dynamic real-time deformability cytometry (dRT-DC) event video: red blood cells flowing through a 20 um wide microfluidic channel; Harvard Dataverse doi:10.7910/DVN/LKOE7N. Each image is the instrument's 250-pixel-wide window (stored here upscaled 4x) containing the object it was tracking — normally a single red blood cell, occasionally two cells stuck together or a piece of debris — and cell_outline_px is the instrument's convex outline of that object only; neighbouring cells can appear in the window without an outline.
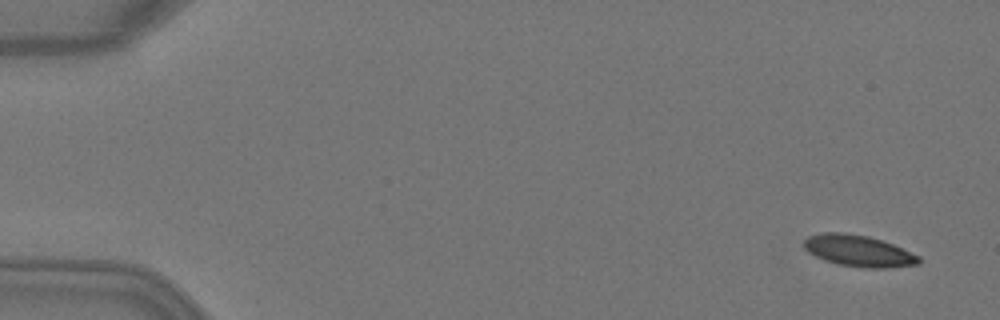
{"species": "Egyptian fruit bat (a non-hibernating species)", "species_latin": "Rousettus aegyptiacus", "temperature_condition": "warm", "stored_images_in_passage": 4, "camera_frame_rate_fps": 3000, "um_per_image_px": 0.085, "animal": {"sex": "female"}, "frame": {"image": 1, "passage_image": 1, "time_ms": 0.0, "image_size_px": [1000, 320], "cell_outline_px": [[920, 264], [884, 268], [864, 268], [840, 264], [824, 260], [808, 252], [804, 248], [804, 240], [808, 236], [824, 232], [844, 232], [868, 236], [892, 244], [920, 256]], "centroid_in_image_um": [72.96, 21.32], "position_along_channel_um": 12.0, "area_um2": 20.92}}